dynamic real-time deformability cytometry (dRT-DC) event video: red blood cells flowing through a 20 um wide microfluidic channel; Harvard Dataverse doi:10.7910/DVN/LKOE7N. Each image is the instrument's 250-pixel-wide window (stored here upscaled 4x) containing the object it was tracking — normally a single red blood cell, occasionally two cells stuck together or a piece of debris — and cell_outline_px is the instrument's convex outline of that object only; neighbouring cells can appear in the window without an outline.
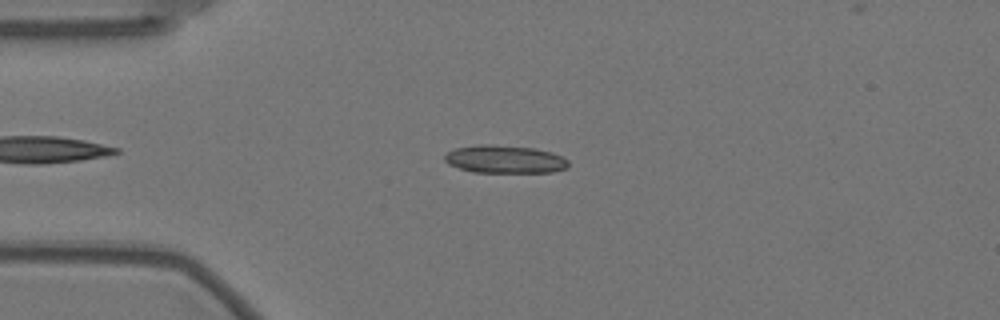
{"species": "Egyptian fruit bat (a non-hibernating species)", "species_latin": "Rousettus aegyptiacus", "temperature_condition": "warm", "stored_images_in_passage": 26, "camera_frame_rate_fps": 3000, "um_per_image_px": 0.085, "animal": {"sex": "female"}, "frame": {"image": 1, "passage_image": 14, "time_ms": 4.333, "image_size_px": [1000, 320], "cell_outline_px": [[568, 168], [552, 172], [472, 172], [448, 164], [444, 160], [444, 156], [448, 152], [456, 148], [480, 144], [488, 144], [536, 148], [552, 152], [568, 160]], "centroid_in_image_um": [42.91, 13.53], "position_along_channel_um": 42.1, "area_um2": 20.11}}
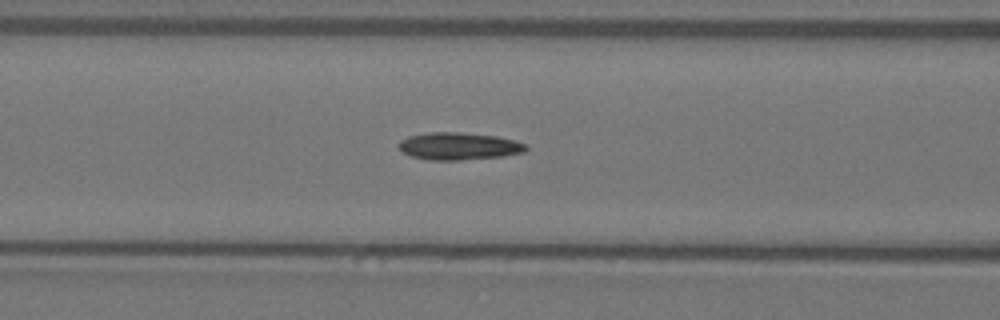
{"frame": {"image": 2, "passage_image": 23, "time_ms": 7.333, "image_size_px": [1000, 320], "cell_outline_px": [[528, 148], [524, 152], [504, 156], [460, 160], [428, 160], [412, 156], [400, 152], [400, 140], [408, 136], [428, 132], [460, 132], [496, 136], [516, 140], [528, 144]], "centroid_in_image_um": [39.02, 12.42], "position_along_channel_um": 127.6, "area_um2": 20.46}}
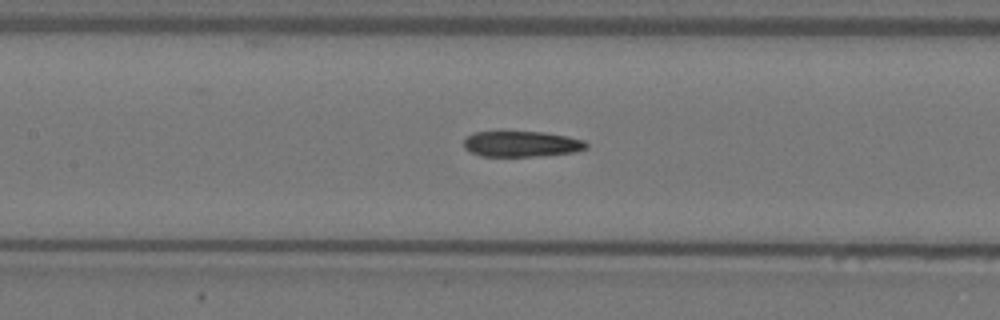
{"frame": {"image": 3, "passage_image": 26, "time_ms": 8.333, "image_size_px": [1000, 320], "cell_outline_px": [[588, 148], [572, 152], [536, 156], [480, 156], [464, 148], [464, 140], [468, 136], [476, 132], [544, 132], [568, 136], [584, 140], [588, 144]], "centroid_in_image_um": [44.35, 12.23], "position_along_channel_um": 163.1, "area_um2": 18.21}}